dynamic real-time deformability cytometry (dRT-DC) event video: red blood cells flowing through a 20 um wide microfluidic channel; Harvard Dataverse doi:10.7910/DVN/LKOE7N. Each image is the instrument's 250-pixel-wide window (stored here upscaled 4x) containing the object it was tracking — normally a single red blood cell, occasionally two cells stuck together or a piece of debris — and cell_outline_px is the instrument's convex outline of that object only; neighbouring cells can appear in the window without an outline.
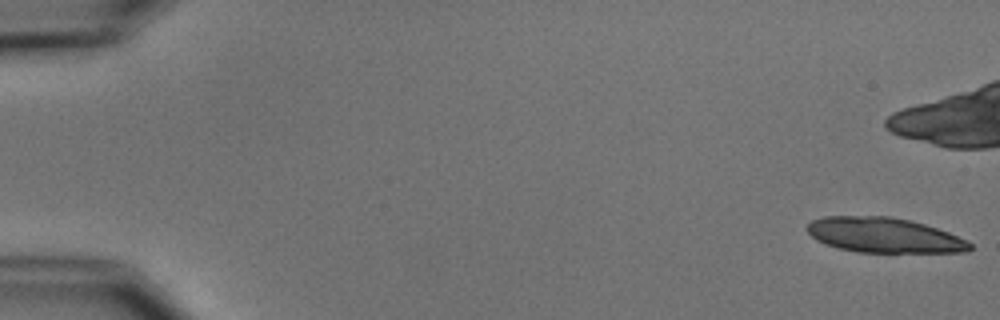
{"species": "common noctule bat (a hibernating species)", "species_latin": "Nyctalus noctula", "temperature_condition": "cold", "stored_images_in_passage": 10, "camera_frame_rate_fps": 3000, "um_per_image_px": 0.085, "animal": {"sex": "male", "body_mass_g": 15.6}, "frame": {"image": 1, "passage_image": 1, "time_ms": 0.0, "image_size_px": [1000, 320], "cell_outline_px": [[972, 248], [968, 252], [856, 252], [824, 244], [816, 240], [804, 228], [812, 220], [824, 216], [892, 216], [924, 224], [948, 232], [968, 240], [972, 244]], "centroid_in_image_um": [75.13, 19.99], "position_along_channel_um": 9.9, "area_um2": 33.29}}